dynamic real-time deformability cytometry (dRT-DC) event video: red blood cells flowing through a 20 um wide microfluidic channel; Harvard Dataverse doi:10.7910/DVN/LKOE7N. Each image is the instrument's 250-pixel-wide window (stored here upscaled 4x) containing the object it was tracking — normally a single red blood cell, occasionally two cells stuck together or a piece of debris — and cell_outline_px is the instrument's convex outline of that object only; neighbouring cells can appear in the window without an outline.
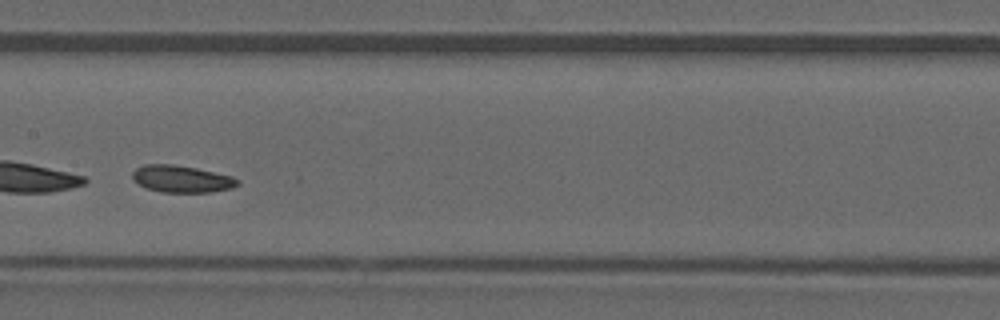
{"species": "common noctule bat (a hibernating species)", "species_latin": "Nyctalus noctula", "temperature_condition": "warm", "stored_images_in_passage": 36, "camera_frame_rate_fps": 3000, "um_per_image_px": 0.085, "animal": {"sex": "male", "forearm_length_mm": 52.5}, "frame": {"image": 1, "passage_image": 18, "time_ms": 5.667, "image_size_px": [1000, 320], "cell_outline_px": [[240, 184], [232, 188], [208, 192], [160, 192], [144, 188], [132, 180], [132, 172], [136, 168], [144, 164], [172, 164], [196, 168], [232, 176], [240, 180]], "centroid_in_image_um": [15.41, 15.21], "position_along_channel_um": 192.0, "area_um2": 16.7}}